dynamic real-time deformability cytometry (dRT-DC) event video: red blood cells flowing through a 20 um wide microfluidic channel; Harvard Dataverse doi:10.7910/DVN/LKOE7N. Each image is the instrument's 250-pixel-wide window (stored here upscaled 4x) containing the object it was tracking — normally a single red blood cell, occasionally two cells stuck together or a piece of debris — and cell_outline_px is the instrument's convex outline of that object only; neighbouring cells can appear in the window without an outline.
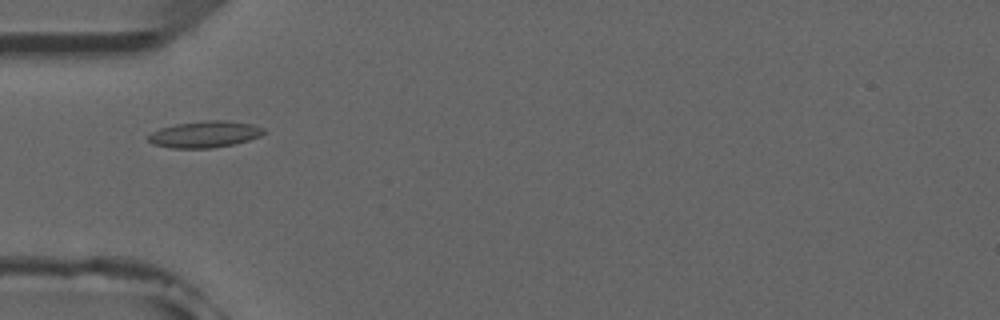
{"species": "common noctule bat (a hibernating species)", "species_latin": "Nyctalus noctula", "temperature_condition": "room temperature", "stored_images_in_passage": 4, "camera_frame_rate_fps": 3000, "um_per_image_px": 0.085, "animal": {"sex": "male", "forearm_length_mm": 52.5}, "frame": {"image": 1, "passage_image": 2, "time_ms": 1.0, "image_size_px": [1000, 320], "cell_outline_px": [[268, 132], [260, 136], [248, 140], [232, 144], [212, 148], [172, 148], [152, 144], [148, 140], [148, 136], [152, 132], [160, 128], [176, 124], [204, 120], [228, 120], [252, 124], [264, 128]], "centroid_in_image_um": [17.43, 11.4], "position_along_channel_um": 67.6, "area_um2": 17.92}}
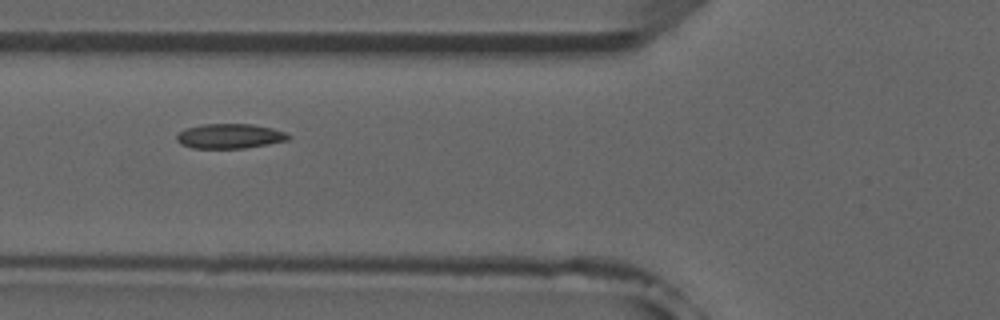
{"frame": {"image": 2, "passage_image": 3, "time_ms": 2.0, "image_size_px": [1000, 320], "cell_outline_px": [[292, 136], [288, 140], [268, 144], [244, 148], [192, 148], [180, 144], [176, 140], [176, 136], [184, 128], [204, 124], [252, 124], [272, 128], [284, 132]], "centroid_in_image_um": [19.51, 11.57], "position_along_channel_um": 106.3, "area_um2": 16.13}}
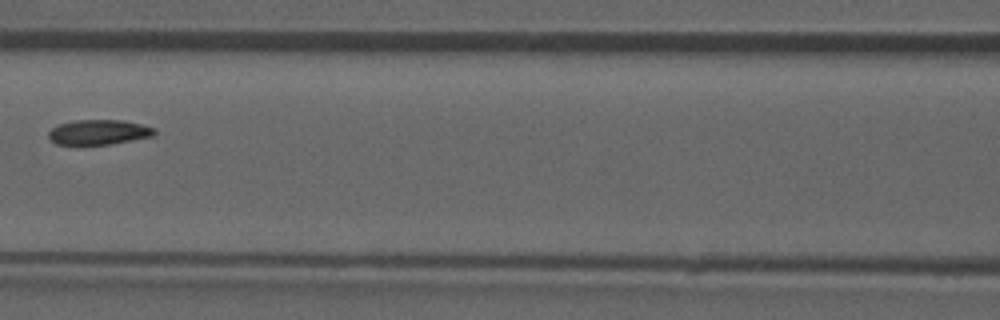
{"frame": {"image": 3, "passage_image": 4, "time_ms": 3.333, "image_size_px": [1000, 320], "cell_outline_px": [[156, 132], [152, 136], [112, 144], [56, 144], [48, 136], [48, 132], [52, 128], [60, 124], [76, 120], [124, 120], [156, 128]], "centroid_in_image_um": [8.41, 11.23], "position_along_channel_um": 158.2, "area_um2": 15.26}}